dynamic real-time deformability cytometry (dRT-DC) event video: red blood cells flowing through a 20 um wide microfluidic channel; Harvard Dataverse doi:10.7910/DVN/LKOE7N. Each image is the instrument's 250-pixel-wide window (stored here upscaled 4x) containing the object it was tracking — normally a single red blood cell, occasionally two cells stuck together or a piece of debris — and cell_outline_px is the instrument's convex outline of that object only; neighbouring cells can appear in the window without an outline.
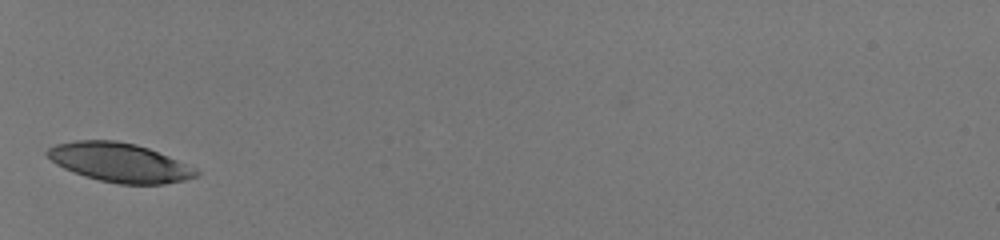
{"species": "human", "species_latin": "Homo sapiens", "temperature_condition": "room temperature", "stored_images_in_passage": 27, "camera_frame_rate_fps": 3000, "um_per_image_px": 0.085, "donor": {"sex": "male"}, "frame": {"image": 1, "passage_image": 1, "time_ms": 0.0, "image_size_px": [1000, 240], "cell_outline_px": [[200, 176], [184, 180], [164, 184], [120, 184], [100, 180], [84, 176], [64, 168], [56, 164], [44, 152], [48, 148], [56, 144], [76, 140], [116, 140], [136, 144], [148, 148], [168, 156], [196, 168], [200, 172]], "centroid_in_image_um": [10.17, 13.81], "position_along_channel_um": 74.8, "area_um2": 33.81}}
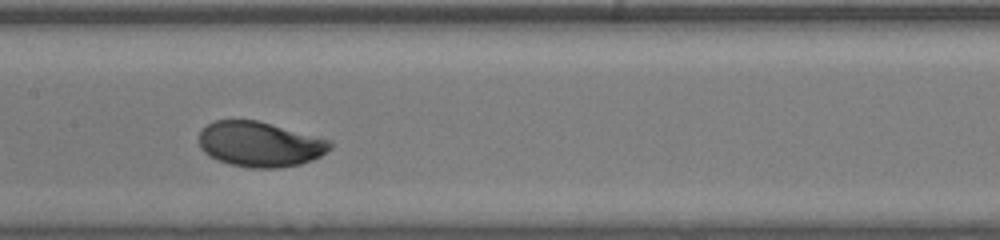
{"frame": {"image": 2, "passage_image": 10, "time_ms": 3.0, "image_size_px": [1000, 240], "cell_outline_px": [[332, 148], [320, 156], [312, 160], [300, 164], [280, 168], [248, 168], [228, 164], [208, 156], [200, 148], [200, 132], [208, 124], [216, 120], [256, 120], [332, 140]], "centroid_in_image_um": [22.1, 12.27], "position_along_channel_um": 185.3, "area_um2": 34.56}}
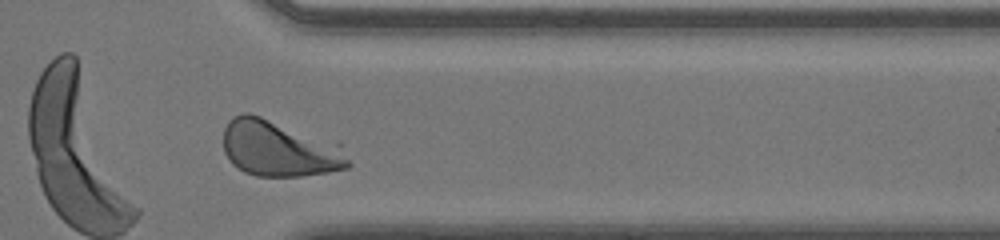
{"frame": {"image": 3, "passage_image": 25, "time_ms": 8.0, "image_size_px": [1000, 240], "cell_outline_px": [[352, 164], [348, 168], [328, 172], [300, 176], [256, 176], [244, 172], [232, 164], [224, 152], [224, 128], [228, 120], [232, 116], [244, 112], [248, 112], [340, 140]], "centroid_in_image_um": [23.82, 12.59], "position_along_channel_um": 387.6, "area_um2": 42.25}, "authors_computed_cell_mechanics": {"area_um2": 34.6222, "velocity_mm_per_s": 4.0351, "shape_relaxation_time_tau1_ms": 1.7671, "shape_relaxation_time_tau2_ms": null, "deformation_change_tau1": 0.1196, "deformation_change_tau2": null}}